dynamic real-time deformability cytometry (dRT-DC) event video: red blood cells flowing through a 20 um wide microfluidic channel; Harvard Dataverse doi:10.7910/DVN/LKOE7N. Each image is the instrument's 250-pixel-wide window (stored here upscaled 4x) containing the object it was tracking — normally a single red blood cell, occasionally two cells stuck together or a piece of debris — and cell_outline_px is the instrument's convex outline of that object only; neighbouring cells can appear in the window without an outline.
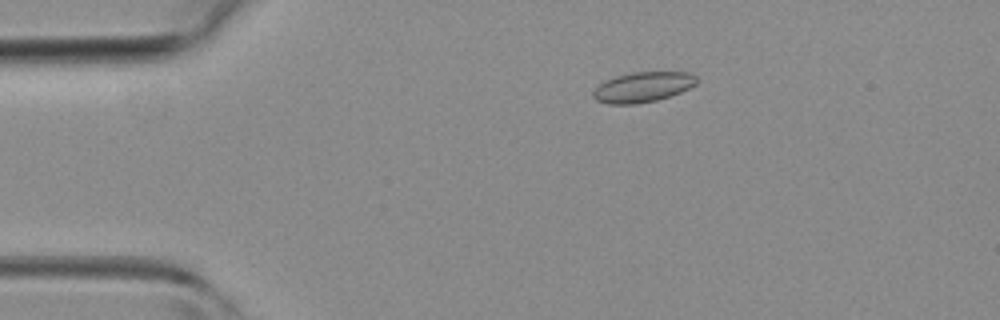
{"species": "common noctule bat (a hibernating species)", "species_latin": "Nyctalus noctula", "temperature_condition": "room temperature", "stored_images_in_passage": 38, "camera_frame_rate_fps": 3000, "um_per_image_px": 0.085, "animal": {"sex": "female", "body_mass_g": 19.3, "forearm_length_mm": 54.1}, "frame": {"image": 1, "passage_image": 1, "time_ms": 0.0, "image_size_px": [1000, 320], "cell_outline_px": [[700, 80], [696, 84], [680, 92], [656, 100], [636, 104], [608, 104], [596, 100], [592, 96], [592, 92], [600, 84], [616, 76], [632, 72], [688, 72], [696, 76]], "centroid_in_image_um": [54.65, 7.4], "position_along_channel_um": 30.3, "area_um2": 18.09}}
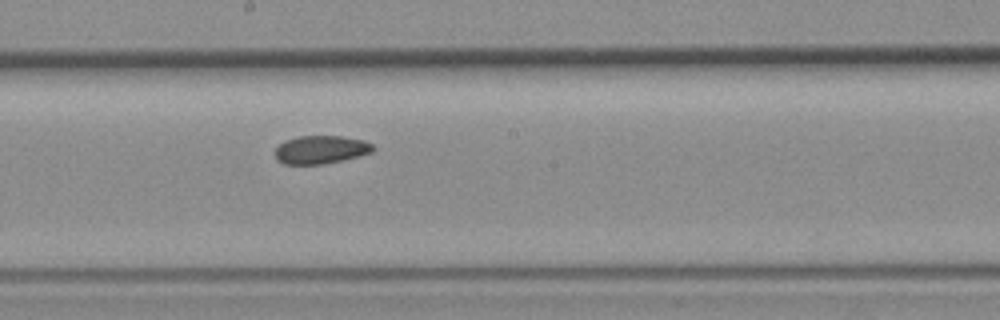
{"frame": {"image": 2, "passage_image": 17, "time_ms": 5.333, "image_size_px": [1000, 320], "cell_outline_px": [[372, 152], [340, 160], [320, 164], [284, 164], [276, 160], [272, 152], [284, 140], [296, 136], [340, 136], [364, 140], [372, 144]], "centroid_in_image_um": [27.17, 12.71], "position_along_channel_um": 221.0, "area_um2": 16.01}}
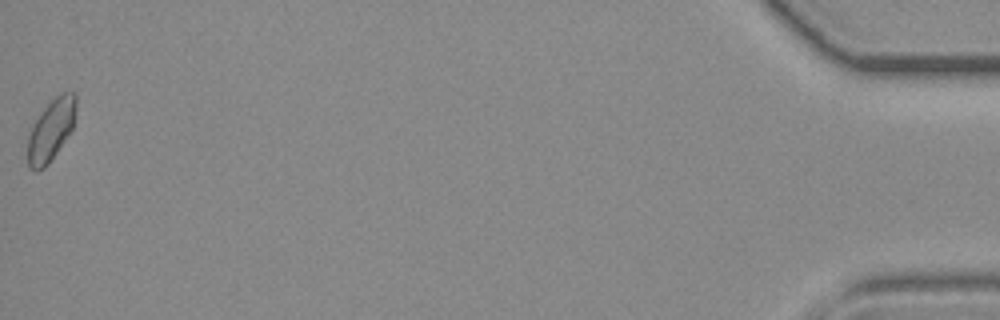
{"frame": {"image": 3, "passage_image": 38, "time_ms": 12.333, "image_size_px": [1000, 320], "cell_outline_px": [[76, 112], [72, 128], [48, 164], [44, 168], [36, 172], [28, 168], [28, 136], [36, 120], [44, 108], [60, 92], [76, 92]], "centroid_in_image_um": [4.34, 11.05], "position_along_channel_um": 430.9, "area_um2": 17.05}}